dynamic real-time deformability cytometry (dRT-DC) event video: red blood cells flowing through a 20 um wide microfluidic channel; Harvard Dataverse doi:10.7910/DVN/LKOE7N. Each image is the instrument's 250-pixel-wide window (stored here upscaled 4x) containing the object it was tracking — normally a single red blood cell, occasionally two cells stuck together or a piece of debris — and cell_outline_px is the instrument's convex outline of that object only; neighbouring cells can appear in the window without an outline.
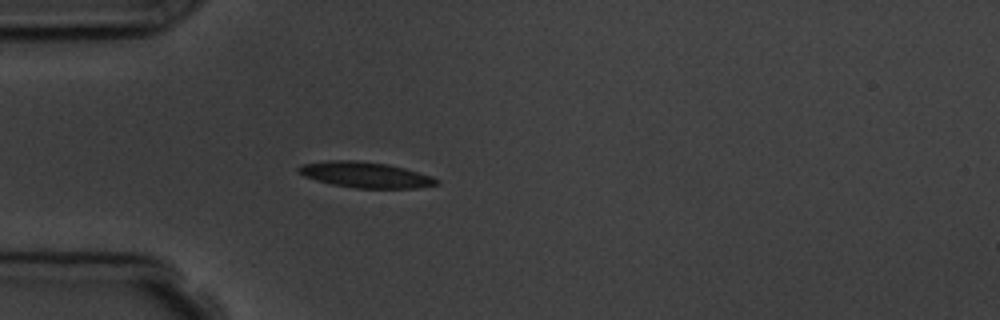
{"species": "common noctule bat (a hibernating species)", "species_latin": "Nyctalus noctula", "temperature_condition": "room temperature", "stored_images_in_passage": 4, "camera_frame_rate_fps": 3000, "um_per_image_px": 0.085, "animal": {"sex": "male", "body_mass_g": 19.5, "forearm_length_mm": 54.6}, "frame": {"image": 1, "passage_image": 4, "time_ms": 3.667, "image_size_px": [1000, 320], "cell_outline_px": [[440, 184], [416, 188], [356, 188], [332, 184], [316, 180], [304, 176], [296, 168], [304, 164], [328, 160], [356, 160], [388, 164], [404, 168], [432, 176], [440, 180]], "centroid_in_image_um": [31.1, 14.86], "position_along_channel_um": 53.9, "area_um2": 20.63}}